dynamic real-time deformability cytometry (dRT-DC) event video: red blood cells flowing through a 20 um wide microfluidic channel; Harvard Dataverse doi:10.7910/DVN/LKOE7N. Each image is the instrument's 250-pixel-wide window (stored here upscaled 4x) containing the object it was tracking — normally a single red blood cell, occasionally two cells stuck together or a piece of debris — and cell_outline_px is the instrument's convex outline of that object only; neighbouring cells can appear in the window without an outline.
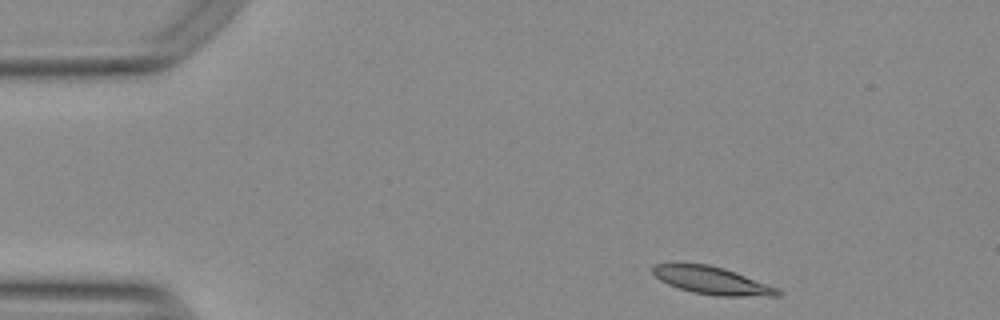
{"species": "Egyptian fruit bat (a non-hibernating species)", "species_latin": "Rousettus aegyptiacus", "temperature_condition": "warm", "stored_images_in_passage": 47, "camera_frame_rate_fps": 3000, "um_per_image_px": 0.085, "animal": {"sex": "female"}, "frame": {"image": 1, "passage_image": 1, "time_ms": 0.0, "image_size_px": [1000, 320], "cell_outline_px": [[780, 296], [716, 296], [692, 292], [668, 284], [660, 280], [652, 272], [652, 268], [656, 264], [708, 264], [724, 268], [736, 272], [780, 288]], "centroid_in_image_um": [60.58, 23.86], "position_along_channel_um": 24.4, "area_um2": 20.0}}
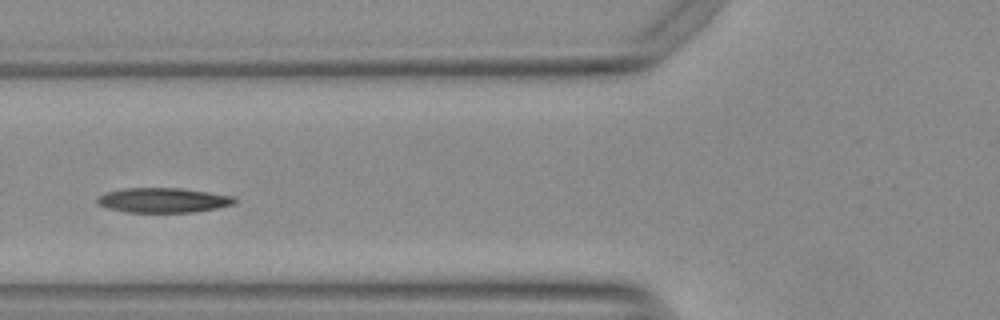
{"frame": {"image": 2, "passage_image": 14, "time_ms": 4.333, "image_size_px": [1000, 320], "cell_outline_px": [[240, 200], [236, 204], [196, 212], [124, 212], [108, 208], [96, 204], [96, 196], [104, 192], [124, 188], [184, 188], [236, 196]], "centroid_in_image_um": [13.89, 17.01], "position_along_channel_um": 111.9, "area_um2": 20.35}}
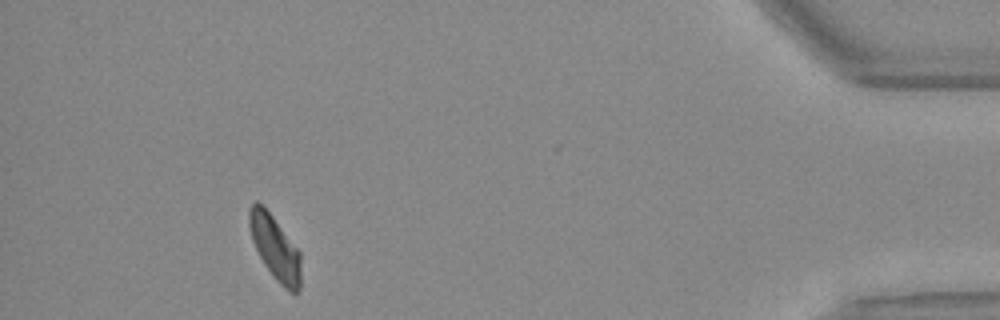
{"frame": {"image": 3, "passage_image": 43, "time_ms": 14.0, "image_size_px": [1000, 320], "cell_outline_px": [[300, 288], [296, 296], [288, 292], [276, 280], [264, 264], [252, 240], [248, 220], [248, 212], [252, 204], [256, 200], [272, 216], [300, 252]], "centroid_in_image_um": [23.39, 21.12], "position_along_channel_um": 411.8, "area_um2": 19.07}, "authors_computed_cell_mechanics": {"area_um2": 19.9988, "velocity_mm_per_s": 3.7506, "shape_relaxation_time_tau1_ms": 5.0009, "shape_relaxation_time_tau2_ms": 5.7801, "deformation_change_tau1": 0.1658, "deformation_change_tau2": 0.0939}}